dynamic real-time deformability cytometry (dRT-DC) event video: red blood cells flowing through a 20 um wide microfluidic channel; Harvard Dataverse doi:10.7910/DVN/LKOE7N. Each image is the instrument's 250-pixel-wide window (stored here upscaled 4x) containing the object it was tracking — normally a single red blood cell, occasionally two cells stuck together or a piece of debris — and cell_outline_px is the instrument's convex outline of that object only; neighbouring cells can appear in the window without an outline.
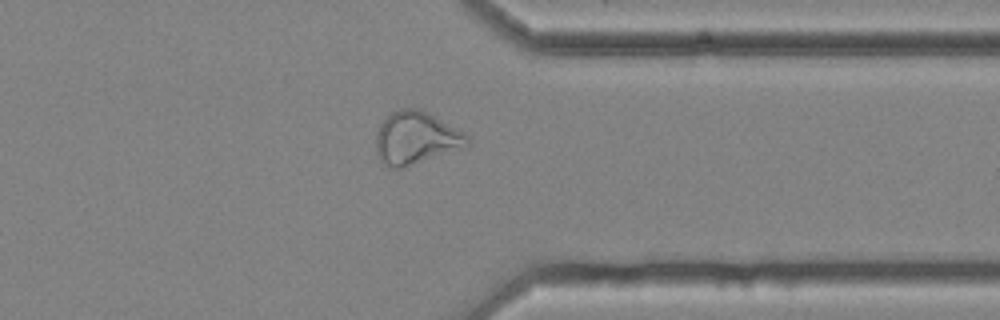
{"species": "common noctule bat (a hibernating species)", "species_latin": "Nyctalus noctula", "temperature_condition": "cold", "stored_images_in_passage": 52, "camera_frame_rate_fps": 3000, "um_per_image_px": 0.085, "animal": {"sex": "female", "body_mass_g": 25.1}, "frame": {"image": 1, "passage_image": 45, "time_ms": 14.667, "image_size_px": [1000, 320], "cell_outline_px": [[472, 144], [468, 148], [404, 168], [392, 168], [380, 160], [376, 152], [376, 132], [380, 124], [392, 112], [400, 108], [420, 108], [464, 132], [468, 136]], "centroid_in_image_um": [35.41, 11.75], "position_along_channel_um": 376.0, "area_um2": 28.61}, "authors_computed_cell_mechanics": {"area_um2": 28.611, "velocity_mm_per_s": 3.5903, "shape_relaxation_time_tau1_ms": null, "shape_relaxation_time_tau2_ms": 3.2681, "deformation_change_tau1": null, "deformation_change_tau2": 0.1214}}